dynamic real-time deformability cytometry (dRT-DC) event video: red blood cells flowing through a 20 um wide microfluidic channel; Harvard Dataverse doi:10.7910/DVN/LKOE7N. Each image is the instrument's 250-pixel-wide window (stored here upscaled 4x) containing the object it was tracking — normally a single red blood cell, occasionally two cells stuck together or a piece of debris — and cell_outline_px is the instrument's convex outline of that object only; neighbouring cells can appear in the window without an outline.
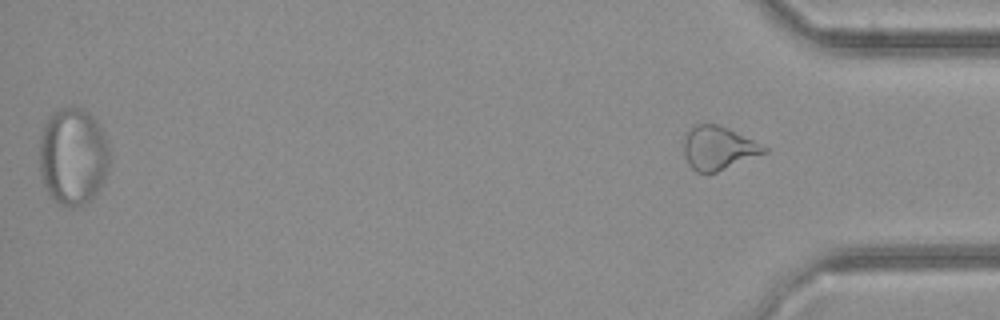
{"species": "common noctule bat (a hibernating species)", "species_latin": "Nyctalus noctula", "temperature_condition": "cold", "stored_images_in_passage": 30, "segment_of_instrument_passage": [2, 2], "camera_frame_rate_fps": 3000, "um_per_image_px": 0.085, "animal": {"sex": "female", "body_mass_g": 21.9}, "frame": {"image": 1, "passage_image": 30, "time_ms": 9.667, "image_size_px": [1000, 320], "cell_outline_px": [[768, 152], [716, 172], [696, 172], [688, 164], [684, 152], [684, 140], [688, 132], [696, 124], [716, 124], [728, 128], [768, 148]], "centroid_in_image_um": [61.05, 12.59], "position_along_channel_um": 374.1, "area_um2": 19.94}}